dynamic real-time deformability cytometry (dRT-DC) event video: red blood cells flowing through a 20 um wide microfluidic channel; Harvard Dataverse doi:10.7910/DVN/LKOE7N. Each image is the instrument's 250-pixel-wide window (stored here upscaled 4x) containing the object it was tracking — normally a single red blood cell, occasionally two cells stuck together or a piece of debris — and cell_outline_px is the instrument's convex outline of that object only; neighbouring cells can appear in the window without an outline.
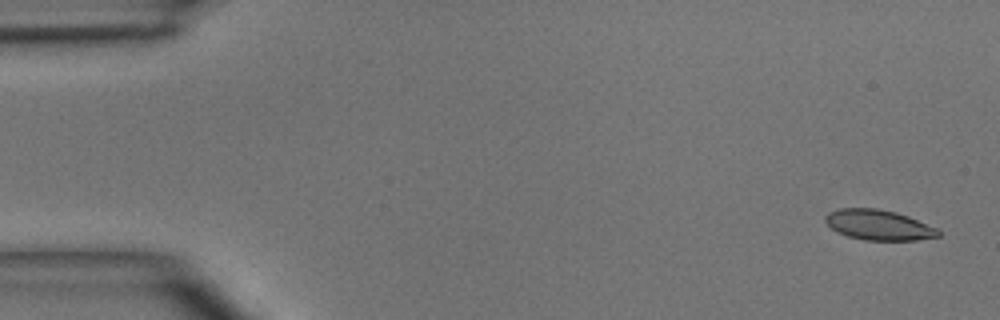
{"species": "common noctule bat (a hibernating species)", "species_latin": "Nyctalus noctula", "temperature_condition": "room temperature", "stored_images_in_passage": 5, "camera_frame_rate_fps": 3000, "um_per_image_px": 0.085, "animal": {"sex": "male", "body_mass_g": 15.6}, "frame": {"image": 1, "passage_image": 1, "time_ms": 0.0, "image_size_px": [1000, 320], "cell_outline_px": [[940, 236], [916, 240], [864, 240], [848, 236], [836, 232], [824, 220], [824, 216], [828, 212], [840, 208], [876, 208], [896, 212], [908, 216], [940, 228]], "centroid_in_image_um": [74.7, 19.12], "position_along_channel_um": 10.3, "area_um2": 20.11}}
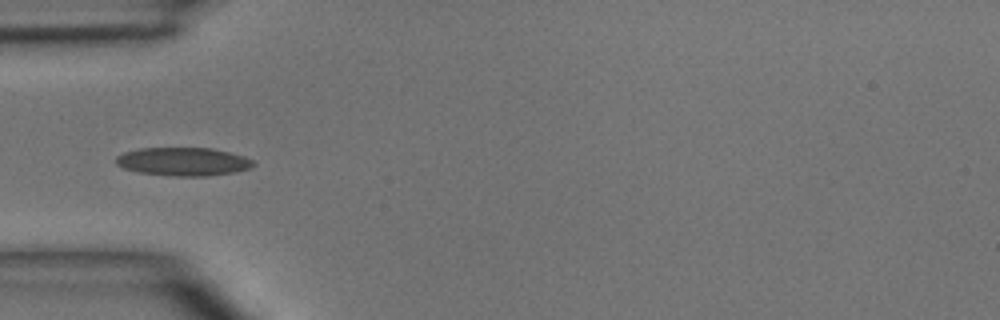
{"frame": {"image": 2, "passage_image": 4, "time_ms": 4.333, "image_size_px": [1000, 320], "cell_outline_px": [[256, 164], [252, 168], [236, 172], [208, 176], [172, 176], [140, 172], [124, 168], [116, 164], [116, 156], [124, 152], [140, 148], [212, 148], [244, 156], [252, 160]], "centroid_in_image_um": [15.6, 13.74], "position_along_channel_um": 69.4, "area_um2": 22.72}}